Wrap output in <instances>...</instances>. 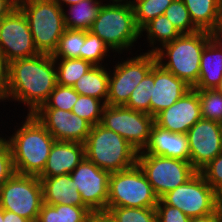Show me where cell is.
<instances>
[{"label":"cell","instance_id":"6da1fadb","mask_svg":"<svg viewBox=\"0 0 222 222\" xmlns=\"http://www.w3.org/2000/svg\"><path fill=\"white\" fill-rule=\"evenodd\" d=\"M57 84L56 66L51 54L39 53L9 63L6 102L23 103L26 114H34ZM8 100V101H7Z\"/></svg>","mask_w":222,"mask_h":222},{"label":"cell","instance_id":"7a4b0ae2","mask_svg":"<svg viewBox=\"0 0 222 222\" xmlns=\"http://www.w3.org/2000/svg\"><path fill=\"white\" fill-rule=\"evenodd\" d=\"M25 118L14 126L12 135L2 136L9 145L15 173L39 176L56 140L33 114Z\"/></svg>","mask_w":222,"mask_h":222},{"label":"cell","instance_id":"3957f363","mask_svg":"<svg viewBox=\"0 0 222 222\" xmlns=\"http://www.w3.org/2000/svg\"><path fill=\"white\" fill-rule=\"evenodd\" d=\"M107 2L102 5L89 31L103 40L112 53L121 55L132 50L138 38L140 40V29L135 23L134 9L126 0Z\"/></svg>","mask_w":222,"mask_h":222},{"label":"cell","instance_id":"277c9868","mask_svg":"<svg viewBox=\"0 0 222 222\" xmlns=\"http://www.w3.org/2000/svg\"><path fill=\"white\" fill-rule=\"evenodd\" d=\"M213 37V33L202 30L181 34L154 52L157 63L193 87L198 82L203 49Z\"/></svg>","mask_w":222,"mask_h":222},{"label":"cell","instance_id":"5b68a950","mask_svg":"<svg viewBox=\"0 0 222 222\" xmlns=\"http://www.w3.org/2000/svg\"><path fill=\"white\" fill-rule=\"evenodd\" d=\"M84 145L85 157L110 173L137 164L138 151L119 134L100 123L91 127Z\"/></svg>","mask_w":222,"mask_h":222},{"label":"cell","instance_id":"8992f818","mask_svg":"<svg viewBox=\"0 0 222 222\" xmlns=\"http://www.w3.org/2000/svg\"><path fill=\"white\" fill-rule=\"evenodd\" d=\"M40 53L53 54L65 28L62 8L53 0H18Z\"/></svg>","mask_w":222,"mask_h":222},{"label":"cell","instance_id":"52a82bcc","mask_svg":"<svg viewBox=\"0 0 222 222\" xmlns=\"http://www.w3.org/2000/svg\"><path fill=\"white\" fill-rule=\"evenodd\" d=\"M107 207L155 208L159 198L138 164L109 177Z\"/></svg>","mask_w":222,"mask_h":222},{"label":"cell","instance_id":"ba28073f","mask_svg":"<svg viewBox=\"0 0 222 222\" xmlns=\"http://www.w3.org/2000/svg\"><path fill=\"white\" fill-rule=\"evenodd\" d=\"M42 204L43 190L38 176L14 173L0 186V207L5 211L37 222Z\"/></svg>","mask_w":222,"mask_h":222},{"label":"cell","instance_id":"9c48e42d","mask_svg":"<svg viewBox=\"0 0 222 222\" xmlns=\"http://www.w3.org/2000/svg\"><path fill=\"white\" fill-rule=\"evenodd\" d=\"M115 61L113 70L109 68V86L106 105L125 106L132 91L157 63L154 53L141 52L125 60ZM123 60V61H122Z\"/></svg>","mask_w":222,"mask_h":222},{"label":"cell","instance_id":"30bf717a","mask_svg":"<svg viewBox=\"0 0 222 222\" xmlns=\"http://www.w3.org/2000/svg\"><path fill=\"white\" fill-rule=\"evenodd\" d=\"M160 199L166 205L178 208L190 218L211 214L222 202V198L200 172H196L188 181L167 192Z\"/></svg>","mask_w":222,"mask_h":222},{"label":"cell","instance_id":"8fae6325","mask_svg":"<svg viewBox=\"0 0 222 222\" xmlns=\"http://www.w3.org/2000/svg\"><path fill=\"white\" fill-rule=\"evenodd\" d=\"M137 164L159 199L184 184L197 172L190 161L152 154H138Z\"/></svg>","mask_w":222,"mask_h":222},{"label":"cell","instance_id":"7c38bea8","mask_svg":"<svg viewBox=\"0 0 222 222\" xmlns=\"http://www.w3.org/2000/svg\"><path fill=\"white\" fill-rule=\"evenodd\" d=\"M100 124L119 134L141 152L149 141L154 117L125 106L105 105Z\"/></svg>","mask_w":222,"mask_h":222},{"label":"cell","instance_id":"4fadbf2b","mask_svg":"<svg viewBox=\"0 0 222 222\" xmlns=\"http://www.w3.org/2000/svg\"><path fill=\"white\" fill-rule=\"evenodd\" d=\"M0 53L9 63L40 53L36 49L28 20L18 6L0 20Z\"/></svg>","mask_w":222,"mask_h":222},{"label":"cell","instance_id":"5bb4252c","mask_svg":"<svg viewBox=\"0 0 222 222\" xmlns=\"http://www.w3.org/2000/svg\"><path fill=\"white\" fill-rule=\"evenodd\" d=\"M110 172L97 167L86 157L70 173L83 203L94 213L106 211Z\"/></svg>","mask_w":222,"mask_h":222},{"label":"cell","instance_id":"9a60e30c","mask_svg":"<svg viewBox=\"0 0 222 222\" xmlns=\"http://www.w3.org/2000/svg\"><path fill=\"white\" fill-rule=\"evenodd\" d=\"M190 148L189 161L199 172L222 152L219 122L200 119L186 133Z\"/></svg>","mask_w":222,"mask_h":222},{"label":"cell","instance_id":"2e32d148","mask_svg":"<svg viewBox=\"0 0 222 222\" xmlns=\"http://www.w3.org/2000/svg\"><path fill=\"white\" fill-rule=\"evenodd\" d=\"M56 141L85 143L92 125L71 111L39 108L33 114Z\"/></svg>","mask_w":222,"mask_h":222},{"label":"cell","instance_id":"e0dca14e","mask_svg":"<svg viewBox=\"0 0 222 222\" xmlns=\"http://www.w3.org/2000/svg\"><path fill=\"white\" fill-rule=\"evenodd\" d=\"M202 119L201 106L197 90L191 88L169 108L154 117V123L170 132L186 134L188 130Z\"/></svg>","mask_w":222,"mask_h":222},{"label":"cell","instance_id":"ac0fdd59","mask_svg":"<svg viewBox=\"0 0 222 222\" xmlns=\"http://www.w3.org/2000/svg\"><path fill=\"white\" fill-rule=\"evenodd\" d=\"M191 88L184 80L156 63L154 86L150 97V115L155 117L162 110L169 108Z\"/></svg>","mask_w":222,"mask_h":222},{"label":"cell","instance_id":"d6986e66","mask_svg":"<svg viewBox=\"0 0 222 222\" xmlns=\"http://www.w3.org/2000/svg\"><path fill=\"white\" fill-rule=\"evenodd\" d=\"M138 154H152L189 161L190 148L187 135L170 132L154 123L146 147Z\"/></svg>","mask_w":222,"mask_h":222},{"label":"cell","instance_id":"ffe728a7","mask_svg":"<svg viewBox=\"0 0 222 222\" xmlns=\"http://www.w3.org/2000/svg\"><path fill=\"white\" fill-rule=\"evenodd\" d=\"M85 145L80 142L55 141L45 168L38 177L70 174L84 159Z\"/></svg>","mask_w":222,"mask_h":222},{"label":"cell","instance_id":"44dd1931","mask_svg":"<svg viewBox=\"0 0 222 222\" xmlns=\"http://www.w3.org/2000/svg\"><path fill=\"white\" fill-rule=\"evenodd\" d=\"M42 184L43 203L48 205L86 206L70 174L38 177Z\"/></svg>","mask_w":222,"mask_h":222},{"label":"cell","instance_id":"7402d4cb","mask_svg":"<svg viewBox=\"0 0 222 222\" xmlns=\"http://www.w3.org/2000/svg\"><path fill=\"white\" fill-rule=\"evenodd\" d=\"M222 79V41L213 37L203 49L196 90L216 89Z\"/></svg>","mask_w":222,"mask_h":222},{"label":"cell","instance_id":"603a6c76","mask_svg":"<svg viewBox=\"0 0 222 222\" xmlns=\"http://www.w3.org/2000/svg\"><path fill=\"white\" fill-rule=\"evenodd\" d=\"M193 24L202 31L214 34L217 30L222 0H182Z\"/></svg>","mask_w":222,"mask_h":222},{"label":"cell","instance_id":"cb8c5ba5","mask_svg":"<svg viewBox=\"0 0 222 222\" xmlns=\"http://www.w3.org/2000/svg\"><path fill=\"white\" fill-rule=\"evenodd\" d=\"M108 65L106 60L104 65L93 66L73 84L72 88L80 95L94 97L106 104L109 86Z\"/></svg>","mask_w":222,"mask_h":222},{"label":"cell","instance_id":"d4e9b609","mask_svg":"<svg viewBox=\"0 0 222 222\" xmlns=\"http://www.w3.org/2000/svg\"><path fill=\"white\" fill-rule=\"evenodd\" d=\"M102 5V0H82L63 8L65 28L89 31Z\"/></svg>","mask_w":222,"mask_h":222},{"label":"cell","instance_id":"484cf974","mask_svg":"<svg viewBox=\"0 0 222 222\" xmlns=\"http://www.w3.org/2000/svg\"><path fill=\"white\" fill-rule=\"evenodd\" d=\"M149 43V49L146 52L154 53L161 46L172 42L178 38L181 33L175 28L169 19L163 14L150 20L140 29V37H145Z\"/></svg>","mask_w":222,"mask_h":222},{"label":"cell","instance_id":"4316f807","mask_svg":"<svg viewBox=\"0 0 222 222\" xmlns=\"http://www.w3.org/2000/svg\"><path fill=\"white\" fill-rule=\"evenodd\" d=\"M92 214L87 206L43 203L37 222H91Z\"/></svg>","mask_w":222,"mask_h":222},{"label":"cell","instance_id":"83f0119b","mask_svg":"<svg viewBox=\"0 0 222 222\" xmlns=\"http://www.w3.org/2000/svg\"><path fill=\"white\" fill-rule=\"evenodd\" d=\"M56 66L57 84L73 86L94 65L81 58H54Z\"/></svg>","mask_w":222,"mask_h":222},{"label":"cell","instance_id":"f1b7e54d","mask_svg":"<svg viewBox=\"0 0 222 222\" xmlns=\"http://www.w3.org/2000/svg\"><path fill=\"white\" fill-rule=\"evenodd\" d=\"M84 42L85 30L65 29L52 57L66 59L81 58Z\"/></svg>","mask_w":222,"mask_h":222},{"label":"cell","instance_id":"f546056e","mask_svg":"<svg viewBox=\"0 0 222 222\" xmlns=\"http://www.w3.org/2000/svg\"><path fill=\"white\" fill-rule=\"evenodd\" d=\"M134 9L136 26L141 29L150 20L163 15L173 0L127 1Z\"/></svg>","mask_w":222,"mask_h":222},{"label":"cell","instance_id":"4dcf8cb0","mask_svg":"<svg viewBox=\"0 0 222 222\" xmlns=\"http://www.w3.org/2000/svg\"><path fill=\"white\" fill-rule=\"evenodd\" d=\"M154 86V66L144 79L135 87L125 107L150 114V97Z\"/></svg>","mask_w":222,"mask_h":222},{"label":"cell","instance_id":"1f68e13d","mask_svg":"<svg viewBox=\"0 0 222 222\" xmlns=\"http://www.w3.org/2000/svg\"><path fill=\"white\" fill-rule=\"evenodd\" d=\"M111 50L98 36L90 31H85V42L81 59L90 62L94 66H101L105 59L110 58Z\"/></svg>","mask_w":222,"mask_h":222},{"label":"cell","instance_id":"d6a6232c","mask_svg":"<svg viewBox=\"0 0 222 222\" xmlns=\"http://www.w3.org/2000/svg\"><path fill=\"white\" fill-rule=\"evenodd\" d=\"M105 105L102 100L79 94L71 112L84 118L93 126L101 123L102 111Z\"/></svg>","mask_w":222,"mask_h":222},{"label":"cell","instance_id":"836d02e7","mask_svg":"<svg viewBox=\"0 0 222 222\" xmlns=\"http://www.w3.org/2000/svg\"><path fill=\"white\" fill-rule=\"evenodd\" d=\"M164 15L181 34H191L199 29L193 24L189 11L182 0H173Z\"/></svg>","mask_w":222,"mask_h":222},{"label":"cell","instance_id":"e575fe53","mask_svg":"<svg viewBox=\"0 0 222 222\" xmlns=\"http://www.w3.org/2000/svg\"><path fill=\"white\" fill-rule=\"evenodd\" d=\"M106 211L117 222H157L155 208L107 207Z\"/></svg>","mask_w":222,"mask_h":222},{"label":"cell","instance_id":"d590c367","mask_svg":"<svg viewBox=\"0 0 222 222\" xmlns=\"http://www.w3.org/2000/svg\"><path fill=\"white\" fill-rule=\"evenodd\" d=\"M202 118L220 122L222 120V93L216 89L197 90Z\"/></svg>","mask_w":222,"mask_h":222},{"label":"cell","instance_id":"8d00e7d4","mask_svg":"<svg viewBox=\"0 0 222 222\" xmlns=\"http://www.w3.org/2000/svg\"><path fill=\"white\" fill-rule=\"evenodd\" d=\"M79 94L72 86L56 84L46 102L40 108H57L60 110L72 111L73 105L78 100Z\"/></svg>","mask_w":222,"mask_h":222},{"label":"cell","instance_id":"74e56055","mask_svg":"<svg viewBox=\"0 0 222 222\" xmlns=\"http://www.w3.org/2000/svg\"><path fill=\"white\" fill-rule=\"evenodd\" d=\"M199 172L206 182L222 198V152Z\"/></svg>","mask_w":222,"mask_h":222},{"label":"cell","instance_id":"f35d334b","mask_svg":"<svg viewBox=\"0 0 222 222\" xmlns=\"http://www.w3.org/2000/svg\"><path fill=\"white\" fill-rule=\"evenodd\" d=\"M157 222H190L191 218L186 216L181 210L170 205H166L161 199L155 207Z\"/></svg>","mask_w":222,"mask_h":222},{"label":"cell","instance_id":"ab89813d","mask_svg":"<svg viewBox=\"0 0 222 222\" xmlns=\"http://www.w3.org/2000/svg\"><path fill=\"white\" fill-rule=\"evenodd\" d=\"M15 169L13 159L8 143L0 137V186L7 181L13 174Z\"/></svg>","mask_w":222,"mask_h":222},{"label":"cell","instance_id":"60d3db41","mask_svg":"<svg viewBox=\"0 0 222 222\" xmlns=\"http://www.w3.org/2000/svg\"><path fill=\"white\" fill-rule=\"evenodd\" d=\"M9 80V62L0 53V102H6Z\"/></svg>","mask_w":222,"mask_h":222},{"label":"cell","instance_id":"b9f144b4","mask_svg":"<svg viewBox=\"0 0 222 222\" xmlns=\"http://www.w3.org/2000/svg\"><path fill=\"white\" fill-rule=\"evenodd\" d=\"M17 1L18 0H0V20L17 7Z\"/></svg>","mask_w":222,"mask_h":222},{"label":"cell","instance_id":"7bdbcfd3","mask_svg":"<svg viewBox=\"0 0 222 222\" xmlns=\"http://www.w3.org/2000/svg\"><path fill=\"white\" fill-rule=\"evenodd\" d=\"M91 222H117L107 211L94 212Z\"/></svg>","mask_w":222,"mask_h":222},{"label":"cell","instance_id":"ee69618b","mask_svg":"<svg viewBox=\"0 0 222 222\" xmlns=\"http://www.w3.org/2000/svg\"><path fill=\"white\" fill-rule=\"evenodd\" d=\"M3 220L4 222H31L25 217L19 216L14 212L3 210Z\"/></svg>","mask_w":222,"mask_h":222},{"label":"cell","instance_id":"f6af8a7d","mask_svg":"<svg viewBox=\"0 0 222 222\" xmlns=\"http://www.w3.org/2000/svg\"><path fill=\"white\" fill-rule=\"evenodd\" d=\"M190 222H219V221L215 211L205 216L191 218Z\"/></svg>","mask_w":222,"mask_h":222},{"label":"cell","instance_id":"bcb514c9","mask_svg":"<svg viewBox=\"0 0 222 222\" xmlns=\"http://www.w3.org/2000/svg\"><path fill=\"white\" fill-rule=\"evenodd\" d=\"M53 1L56 2L63 9L67 6L77 4L78 2L82 0H53Z\"/></svg>","mask_w":222,"mask_h":222},{"label":"cell","instance_id":"7dc6e473","mask_svg":"<svg viewBox=\"0 0 222 222\" xmlns=\"http://www.w3.org/2000/svg\"><path fill=\"white\" fill-rule=\"evenodd\" d=\"M214 37L222 41V3H221V11H220V20H219L217 30L214 32Z\"/></svg>","mask_w":222,"mask_h":222},{"label":"cell","instance_id":"c3c4849f","mask_svg":"<svg viewBox=\"0 0 222 222\" xmlns=\"http://www.w3.org/2000/svg\"><path fill=\"white\" fill-rule=\"evenodd\" d=\"M219 222H222V202L215 209Z\"/></svg>","mask_w":222,"mask_h":222},{"label":"cell","instance_id":"681fc988","mask_svg":"<svg viewBox=\"0 0 222 222\" xmlns=\"http://www.w3.org/2000/svg\"><path fill=\"white\" fill-rule=\"evenodd\" d=\"M216 90H217L218 92H221V93H222V79H221L219 85L216 87Z\"/></svg>","mask_w":222,"mask_h":222},{"label":"cell","instance_id":"f907efd6","mask_svg":"<svg viewBox=\"0 0 222 222\" xmlns=\"http://www.w3.org/2000/svg\"><path fill=\"white\" fill-rule=\"evenodd\" d=\"M0 222H4L3 220V209L0 207Z\"/></svg>","mask_w":222,"mask_h":222},{"label":"cell","instance_id":"816d5d0a","mask_svg":"<svg viewBox=\"0 0 222 222\" xmlns=\"http://www.w3.org/2000/svg\"><path fill=\"white\" fill-rule=\"evenodd\" d=\"M220 128H221V134H222V120L219 122Z\"/></svg>","mask_w":222,"mask_h":222},{"label":"cell","instance_id":"f5cc1de1","mask_svg":"<svg viewBox=\"0 0 222 222\" xmlns=\"http://www.w3.org/2000/svg\"><path fill=\"white\" fill-rule=\"evenodd\" d=\"M126 1H143V0H126Z\"/></svg>","mask_w":222,"mask_h":222}]
</instances>
